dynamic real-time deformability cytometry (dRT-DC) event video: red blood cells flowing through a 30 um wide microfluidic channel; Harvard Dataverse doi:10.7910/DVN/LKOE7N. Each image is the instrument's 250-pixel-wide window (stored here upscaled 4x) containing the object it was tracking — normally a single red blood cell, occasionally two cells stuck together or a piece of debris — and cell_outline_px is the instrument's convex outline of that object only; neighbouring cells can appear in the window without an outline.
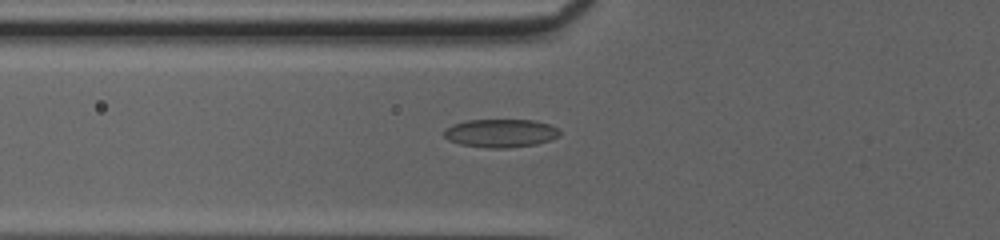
{"species": "common noctule bat (a hibernating species)", "species_latin": "Nyctalus noctula", "temperature_condition": "cold", "stored_images_in_passage": 34, "camera_frame_rate_fps": 3000, "um_per_image_px": 0.085, "animal": {"sex": "female", "body_mass_g": 20.0, "forearm_length_mm": 54.0}, "frame": {"image": 1, "passage_image": 3, "time_ms": 0.667, "image_size_px": [1000, 240], "cell_outline_px": [[560, 136], [536, 144], [508, 148], [488, 148], [460, 144], [448, 140], [444, 136], [444, 128], [452, 124], [464, 120], [532, 120], [548, 124], [560, 128]], "centroid_in_image_um": [42.53, 11.31], "position_along_channel_um": 83.3, "area_um2": 19.19}}
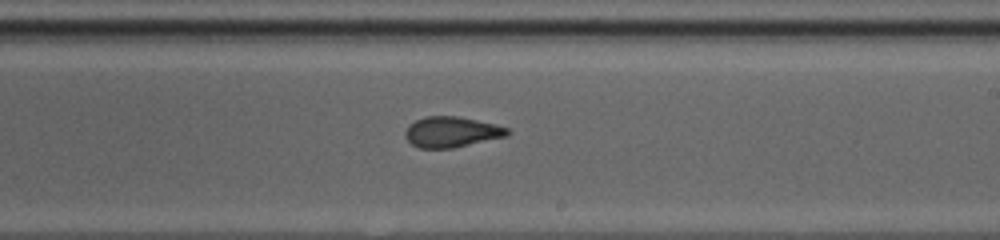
{"frame": {"image": 2, "passage_image": 15, "time_ms": 4.667, "image_size_px": [1000, 240], "cell_outline_px": [[508, 136], [452, 148], [420, 148], [412, 144], [404, 136], [404, 132], [408, 124], [424, 116], [456, 116], [496, 124], [508, 128]], "centroid_in_image_um": [38.35, 11.21], "position_along_channel_um": 250.6, "area_um2": 18.21}}
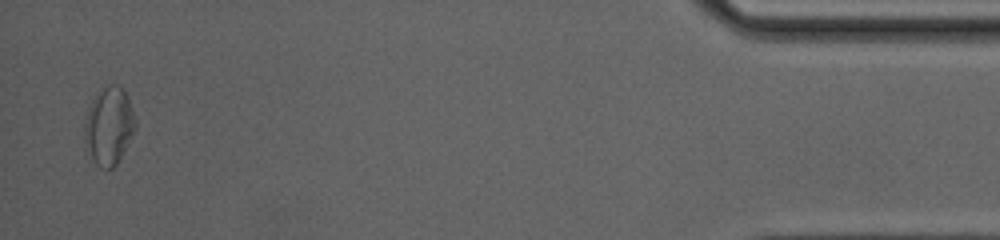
{"frame": {"image": 3, "passage_image": 33, "time_ms": 10.667, "image_size_px": [1000, 240], "cell_outline_px": [[136, 128], [116, 164], [112, 168], [100, 168], [96, 164], [84, 140], [84, 124], [88, 108], [96, 92], [108, 84], [120, 84], [124, 88], [128, 96], [136, 120]], "centroid_in_image_um": [9.27, 10.63], "position_along_channel_um": 425.9, "area_um2": 23.0}, "authors_computed_cell_mechanics": {"area_um2": 18.9006, "velocity_mm_per_s": 4.1559, "shape_relaxation_time_tau1_ms": 6.1044, "shape_relaxation_time_tau2_ms": 1.5572, "deformation_change_tau1": 0.1326, "deformation_change_tau2": 0.0823}}